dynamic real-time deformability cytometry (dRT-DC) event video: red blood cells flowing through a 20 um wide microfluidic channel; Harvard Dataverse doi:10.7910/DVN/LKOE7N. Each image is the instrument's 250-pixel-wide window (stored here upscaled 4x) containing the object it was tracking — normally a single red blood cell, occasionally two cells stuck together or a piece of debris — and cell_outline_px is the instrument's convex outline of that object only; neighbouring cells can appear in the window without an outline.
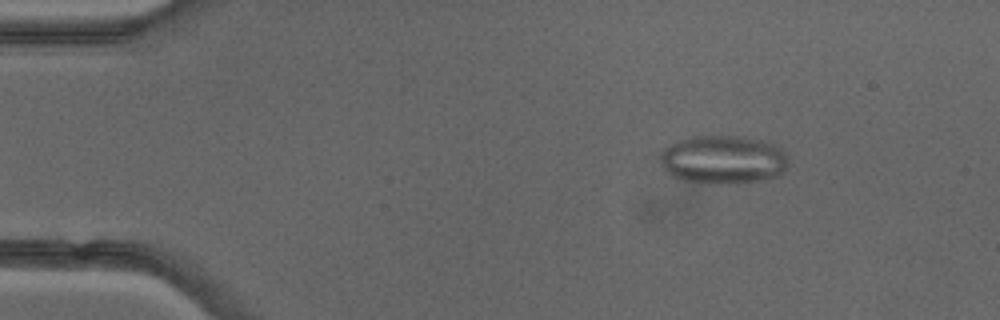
{"species": "common noctule bat (a hibernating species)", "species_latin": "Nyctalus noctula", "temperature_condition": "cold", "stored_images_in_passage": 52, "camera_frame_rate_fps": 3000, "um_per_image_px": 0.085, "animal": {"sex": "female"}, "frame": {"image": 1, "passage_image": 8, "time_ms": 2.333, "image_size_px": [1000, 320], "cell_outline_px": [[788, 164], [784, 172], [780, 176], [764, 180], [736, 184], [708, 184], [688, 180], [676, 176], [668, 172], [660, 164], [660, 156], [664, 148], [676, 140], [688, 136], [744, 136], [764, 140], [784, 148], [788, 156]], "centroid_in_image_um": [61.54, 13.56], "position_along_channel_um": 23.5, "area_um2": 36.99}, "authors_computed_cell_mechanics": {"area_um2": 29.3335, "velocity_mm_per_s": 4.0193, "shape_relaxation_time_tau1_ms": null, "shape_relaxation_time_tau2_ms": 1.4987, "deformation_change_tau1": null, "deformation_change_tau2": 0.0943}}